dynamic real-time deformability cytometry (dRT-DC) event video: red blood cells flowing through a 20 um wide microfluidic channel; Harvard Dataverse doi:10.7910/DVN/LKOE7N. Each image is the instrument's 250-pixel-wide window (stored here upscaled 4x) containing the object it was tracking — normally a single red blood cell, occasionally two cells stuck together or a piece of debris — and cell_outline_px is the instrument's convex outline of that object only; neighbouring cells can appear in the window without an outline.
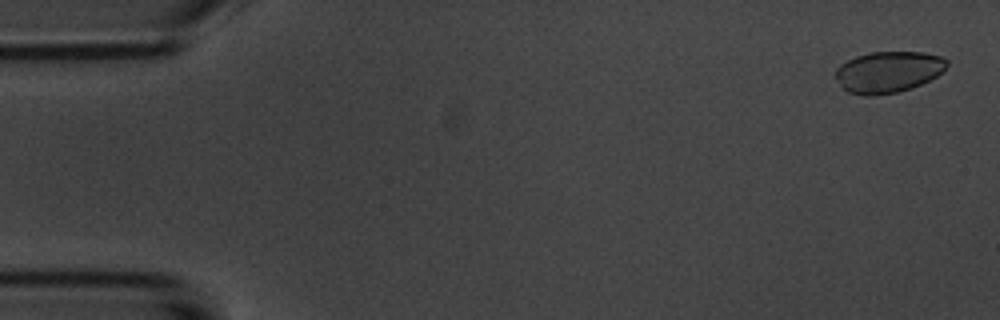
{"species": "common noctule bat (a hibernating species)", "species_latin": "Nyctalus noctula", "temperature_condition": "room temperature", "stored_images_in_passage": 4, "camera_frame_rate_fps": 3000, "um_per_image_px": 0.085, "animal": {"sex": "male", "body_mass_g": 20.1, "forearm_length_mm": 53.5}, "frame": {"image": 1, "passage_image": 1, "time_ms": 0.0, "image_size_px": [1000, 320], "cell_outline_px": [[948, 64], [936, 76], [912, 88], [896, 92], [876, 96], [864, 96], [848, 92], [840, 84], [836, 76], [836, 68], [840, 64], [856, 56], [872, 52], [924, 52], [940, 56], [948, 60]], "centroid_in_image_um": [75.49, 6.11], "position_along_channel_um": 9.5, "area_um2": 26.65}}